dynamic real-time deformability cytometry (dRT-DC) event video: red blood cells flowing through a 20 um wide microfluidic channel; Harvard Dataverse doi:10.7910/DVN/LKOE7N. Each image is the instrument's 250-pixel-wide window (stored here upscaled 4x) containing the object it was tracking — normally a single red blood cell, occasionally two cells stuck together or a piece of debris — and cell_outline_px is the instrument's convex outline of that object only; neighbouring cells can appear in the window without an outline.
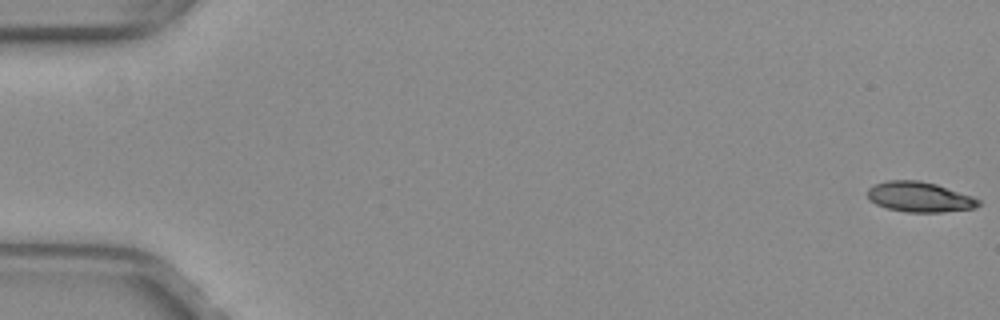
{"species": "common noctule bat (a hibernating species)", "species_latin": "Nyctalus noctula", "temperature_condition": "warm", "stored_images_in_passage": 10, "camera_frame_rate_fps": 3000, "um_per_image_px": 0.085, "animal": {"sex": "female", "body_mass_g": 29.2, "forearm_length_mm": 56.3}, "frame": {"image": 1, "passage_image": 1, "time_ms": 0.0, "image_size_px": [1000, 320], "cell_outline_px": [[980, 204], [976, 208], [940, 212], [908, 212], [888, 208], [876, 204], [868, 200], [868, 188], [876, 184], [888, 180], [920, 180], [936, 184], [972, 196], [980, 200]], "centroid_in_image_um": [78.16, 16.74], "position_along_channel_um": 6.8, "area_um2": 19.42}}